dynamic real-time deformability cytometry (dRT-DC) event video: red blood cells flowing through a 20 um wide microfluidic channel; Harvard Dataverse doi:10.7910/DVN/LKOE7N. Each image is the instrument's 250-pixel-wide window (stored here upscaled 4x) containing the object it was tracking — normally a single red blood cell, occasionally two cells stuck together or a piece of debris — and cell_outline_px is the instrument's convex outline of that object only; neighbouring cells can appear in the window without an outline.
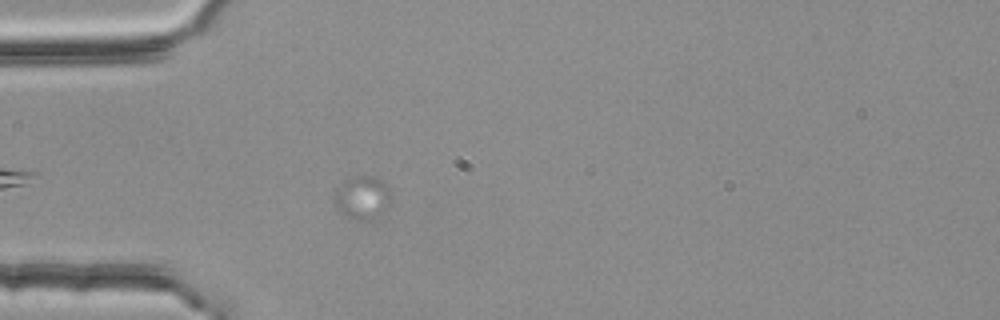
{"species": "common noctule bat (a hibernating species)", "species_latin": "Nyctalus noctula", "temperature_condition": "room temperature", "stored_images_in_passage": 18, "camera_frame_rate_fps": 3000, "um_per_image_px": 0.085, "animal": {"sex": "female", "body_mass_g": 25.1}, "frame": {"image": 1, "passage_image": 7, "time_ms": 2.0, "image_size_px": [1000, 320], "cell_outline_px": [[392, 196], [388, 204], [380, 216], [372, 220], [348, 220], [336, 208], [332, 200], [336, 188], [348, 176], [380, 176], [384, 180], [392, 192]], "centroid_in_image_um": [30.79, 16.79], "position_along_channel_um": 54.2, "area_um2": 15.14}}
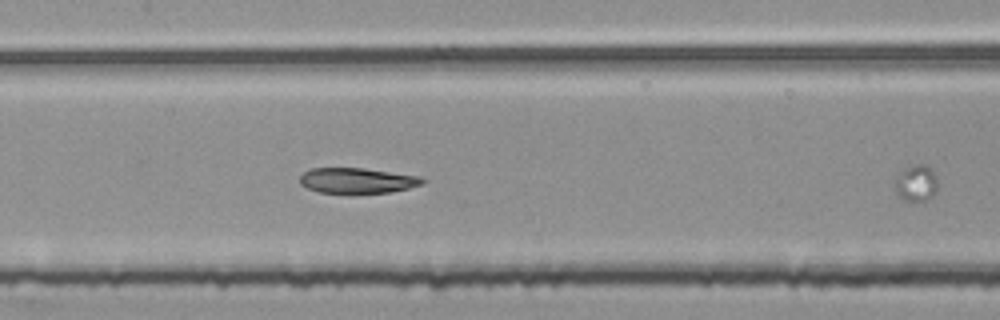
{"frame": {"image": 2, "passage_image": 14, "time_ms": 4.333, "image_size_px": [1000, 320], "cell_outline_px": [[428, 180], [424, 184], [392, 192], [320, 192], [308, 188], [300, 184], [300, 176], [304, 172], [312, 168], [364, 168], [420, 176]], "centroid_in_image_um": [30.41, 15.33], "position_along_channel_um": 177.0, "area_um2": 17.98}}
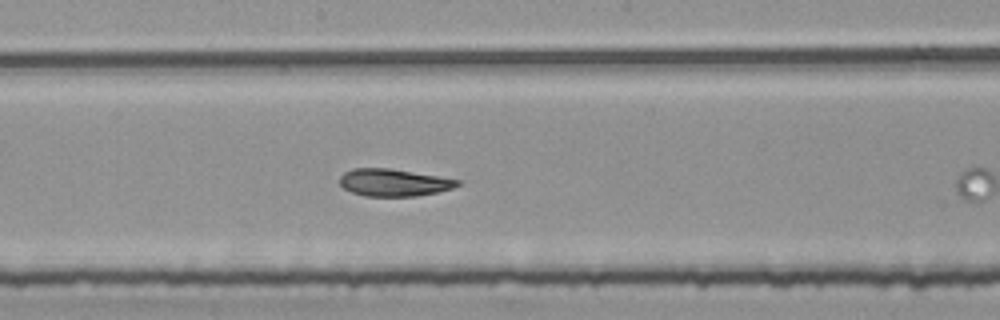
{"frame": {"image": 3, "passage_image": 17, "time_ms": 5.333, "image_size_px": [1000, 320], "cell_outline_px": [[460, 184], [452, 188], [436, 192], [416, 196], [364, 196], [352, 192], [344, 188], [340, 184], [340, 176], [344, 172], [352, 168], [388, 168], [460, 180]], "centroid_in_image_um": [33.42, 15.51], "position_along_channel_um": 214.8, "area_um2": 18.5}}